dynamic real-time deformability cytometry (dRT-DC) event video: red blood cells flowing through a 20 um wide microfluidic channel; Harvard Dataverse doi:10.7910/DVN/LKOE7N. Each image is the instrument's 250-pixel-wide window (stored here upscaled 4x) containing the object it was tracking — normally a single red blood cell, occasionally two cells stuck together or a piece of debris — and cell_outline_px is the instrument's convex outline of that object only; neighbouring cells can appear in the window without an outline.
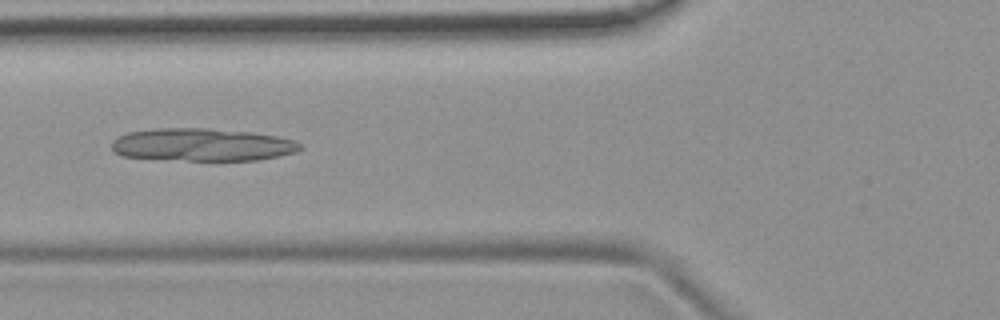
{"species": "common noctule bat (a hibernating species)", "species_latin": "Nyctalus noctula", "temperature_condition": "room temperature", "stored_images_in_passage": 7, "camera_frame_rate_fps": 3000, "um_per_image_px": 0.085, "animal": {"sex": "female", "body_mass_g": 19.9}, "frame": {"image": 1, "passage_image": 4, "time_ms": 3.667, "image_size_px": [1000, 320], "cell_outline_px": [[304, 148], [296, 152], [256, 160], [188, 160], [120, 156], [112, 152], [112, 140], [128, 132], [156, 128], [208, 128], [252, 132], [276, 136], [296, 140]], "centroid_in_image_um": [17.18, 12.29], "position_along_channel_um": 108.6, "area_um2": 35.95}}
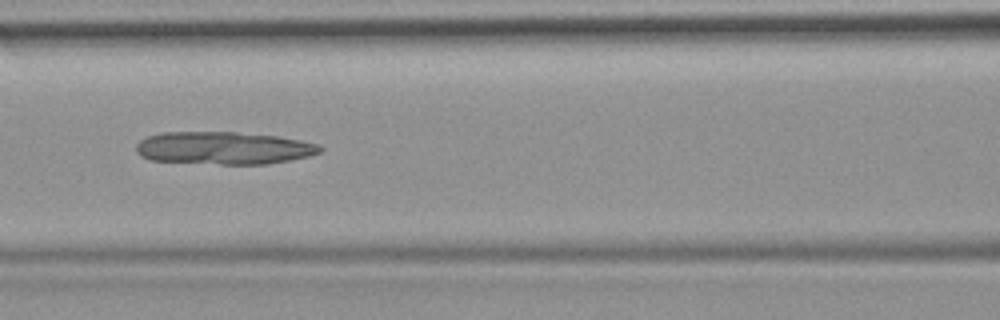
{"frame": {"image": 2, "passage_image": 5, "time_ms": 4.667, "image_size_px": [1000, 320], "cell_outline_px": [[324, 148], [320, 152], [308, 156], [268, 164], [220, 164], [148, 160], [140, 156], [136, 152], [136, 144], [140, 140], [148, 136], [160, 132], [236, 132], [276, 136], [300, 140], [316, 144]], "centroid_in_image_um": [18.96, 12.58], "position_along_channel_um": 147.6, "area_um2": 34.97}}
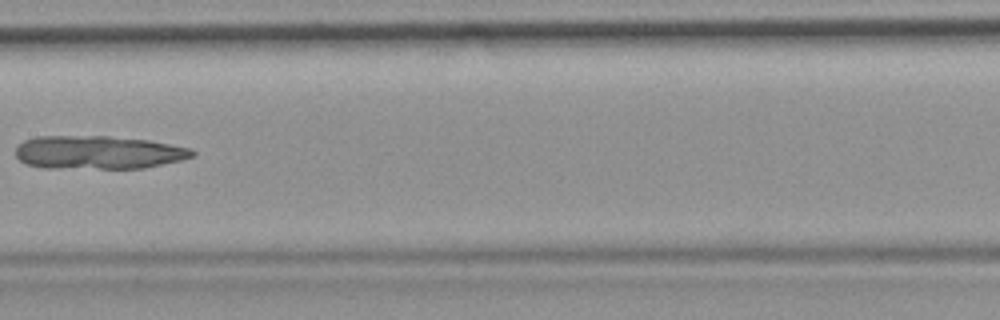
{"frame": {"image": 3, "passage_image": 6, "time_ms": 6.0, "image_size_px": [1000, 320], "cell_outline_px": [[196, 156], [180, 160], [144, 168], [44, 168], [24, 164], [16, 156], [16, 148], [24, 140], [36, 136], [108, 136], [148, 140], [192, 148], [196, 152]], "centroid_in_image_um": [8.35, 12.95], "position_along_channel_um": 199.1, "area_um2": 34.51}}